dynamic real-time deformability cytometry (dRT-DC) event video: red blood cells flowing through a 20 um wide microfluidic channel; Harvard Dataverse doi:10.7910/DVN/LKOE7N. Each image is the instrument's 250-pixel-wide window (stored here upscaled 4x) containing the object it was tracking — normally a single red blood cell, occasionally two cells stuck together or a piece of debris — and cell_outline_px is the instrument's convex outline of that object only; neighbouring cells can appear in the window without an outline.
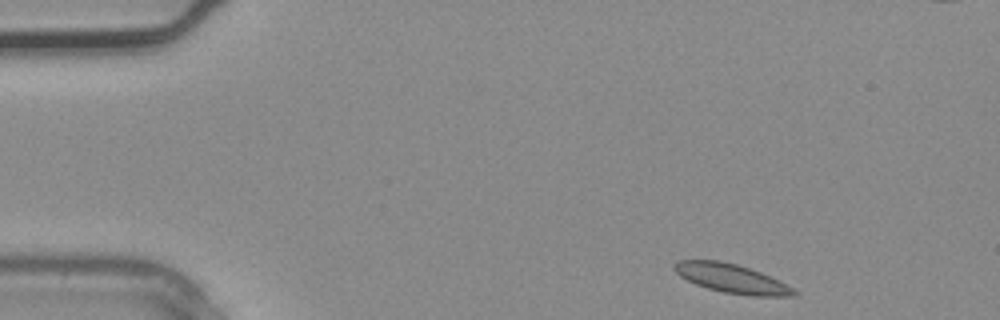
{"species": "common noctule bat (a hibernating species)", "species_latin": "Nyctalus noctula", "temperature_condition": "warm", "stored_images_in_passage": 2, "camera_frame_rate_fps": 3000, "um_per_image_px": 0.085, "animal": {"sex": "male", "body_mass_g": 20.4}, "frame": {"image": 1, "passage_image": 2, "time_ms": 0.333, "image_size_px": [1000, 320], "cell_outline_px": [[800, 292], [796, 296], [752, 296], [724, 292], [708, 288], [696, 284], [680, 276], [672, 268], [672, 264], [676, 260], [720, 260], [736, 264], [760, 272]], "centroid_in_image_um": [62.14, 23.66], "position_along_channel_um": 22.9, "area_um2": 20.0}}